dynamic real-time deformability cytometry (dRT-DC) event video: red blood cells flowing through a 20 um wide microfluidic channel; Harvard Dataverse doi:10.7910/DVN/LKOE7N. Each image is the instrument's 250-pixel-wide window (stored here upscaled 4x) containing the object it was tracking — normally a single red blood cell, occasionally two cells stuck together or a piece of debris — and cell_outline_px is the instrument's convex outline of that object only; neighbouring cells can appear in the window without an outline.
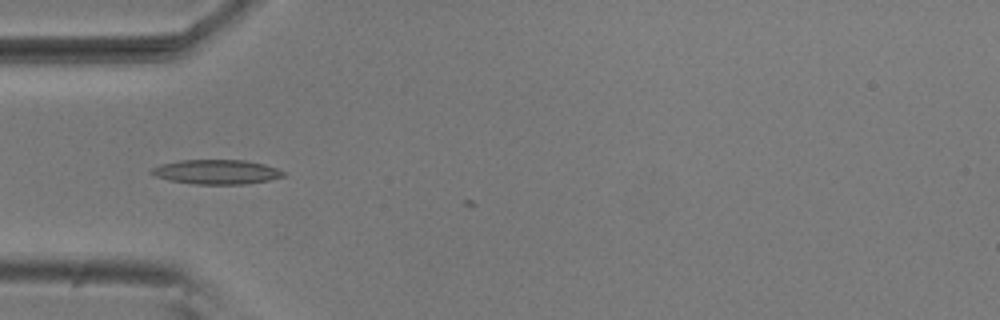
{"species": "common noctule bat (a hibernating species)", "species_latin": "Nyctalus noctula", "temperature_condition": "room temperature", "stored_images_in_passage": 2, "camera_frame_rate_fps": 3000, "um_per_image_px": 0.085, "animal": {"sex": "male", "body_mass_g": 20.5, "forearm_length_mm": 52.5}, "frame": {"image": 1, "passage_image": 1, "time_ms": 0.0, "image_size_px": [1000, 320], "cell_outline_px": [[284, 176], [268, 180], [244, 184], [196, 184], [168, 180], [156, 176], [148, 172], [152, 168], [160, 164], [180, 160], [244, 160], [264, 164], [276, 168], [284, 172]], "centroid_in_image_um": [18.36, 14.61], "position_along_channel_um": 66.6, "area_um2": 18.73}}